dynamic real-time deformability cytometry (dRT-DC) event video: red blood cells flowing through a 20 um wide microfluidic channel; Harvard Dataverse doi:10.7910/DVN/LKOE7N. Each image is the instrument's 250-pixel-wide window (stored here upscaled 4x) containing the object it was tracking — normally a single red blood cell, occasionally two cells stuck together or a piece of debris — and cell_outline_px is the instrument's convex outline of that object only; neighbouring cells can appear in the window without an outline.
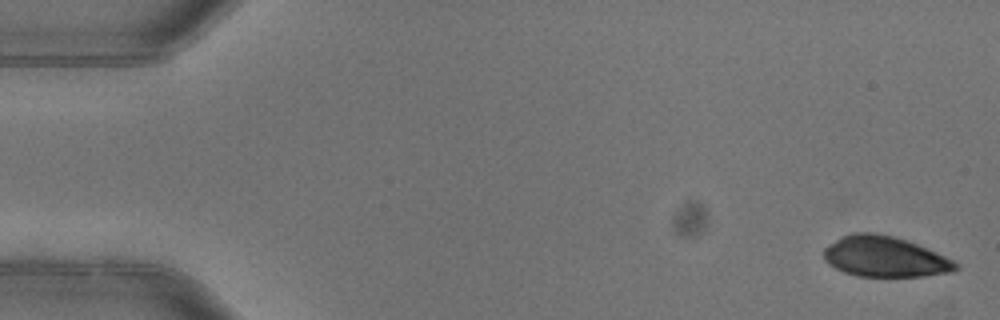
{"species": "common noctule bat (a hibernating species)", "species_latin": "Nyctalus noctula", "temperature_condition": "warm", "stored_images_in_passage": 5, "camera_frame_rate_fps": 3000, "um_per_image_px": 0.085, "animal": {"sex": "female"}, "frame": {"image": 1, "passage_image": 1, "time_ms": 0.0, "image_size_px": [1000, 320], "cell_outline_px": [[960, 268], [952, 272], [924, 276], [856, 276], [844, 272], [828, 264], [824, 260], [824, 248], [836, 240], [852, 232], [872, 232], [892, 236], [916, 244], [936, 252], [960, 264]], "centroid_in_image_um": [75.21, 21.83], "position_along_channel_um": 9.8, "area_um2": 30.98}}
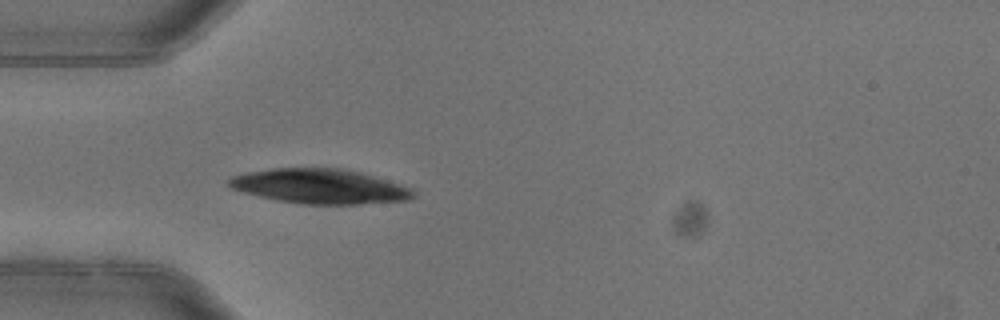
{"frame": {"image": 2, "passage_image": 5, "time_ms": 1.333, "image_size_px": [1000, 320], "cell_outline_px": [[416, 196], [408, 200], [356, 204], [300, 204], [276, 200], [244, 192], [232, 188], [228, 184], [228, 180], [232, 176], [248, 172], [272, 168], [340, 168], [372, 176], [412, 188], [416, 192]], "centroid_in_image_um": [27.18, 15.84], "position_along_channel_um": 57.8, "area_um2": 36.93}}